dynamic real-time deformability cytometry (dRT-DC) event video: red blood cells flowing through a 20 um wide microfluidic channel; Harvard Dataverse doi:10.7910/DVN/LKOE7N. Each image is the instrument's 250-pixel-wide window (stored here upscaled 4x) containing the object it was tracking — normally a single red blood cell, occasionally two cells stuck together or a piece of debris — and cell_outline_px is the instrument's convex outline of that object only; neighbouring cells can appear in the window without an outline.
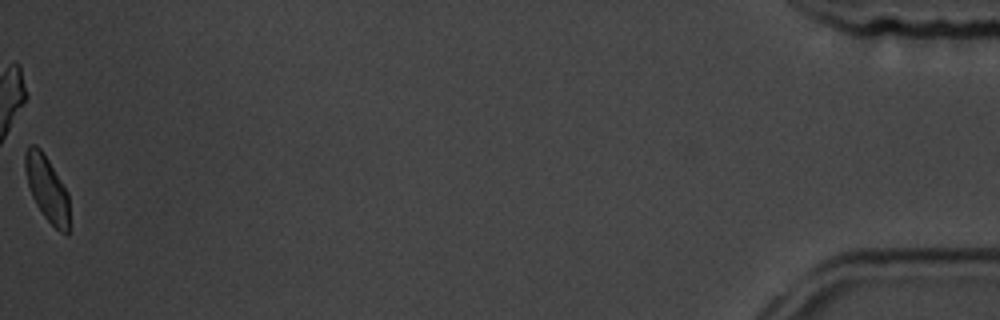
{"species": "common noctule bat (a hibernating species)", "species_latin": "Nyctalus noctula", "temperature_condition": "room temperature", "stored_images_in_passage": 55, "camera_frame_rate_fps": 3000, "um_per_image_px": 0.085, "animal": {"sex": "male", "body_mass_g": 19.5, "forearm_length_mm": 54.6}, "frame": {"image": 1, "passage_image": 55, "time_ms": 18.0, "image_size_px": [1000, 320], "cell_outline_px": [[68, 236], [60, 232], [44, 216], [36, 204], [32, 196], [28, 184], [24, 168], [24, 152], [28, 144], [36, 144], [40, 148], [48, 160], [68, 192]], "centroid_in_image_um": [3.96, 15.99], "position_along_channel_um": 431.2, "area_um2": 16.76}, "authors_computed_cell_mechanics": {"area_um2": 18.207, "velocity_mm_per_s": 3.7456, "shape_relaxation_time_tau1_ms": 2.0135, "shape_relaxation_time_tau2_ms": 1.5432, "deformation_change_tau1": 0.0885, "deformation_change_tau2": 0.0635}}